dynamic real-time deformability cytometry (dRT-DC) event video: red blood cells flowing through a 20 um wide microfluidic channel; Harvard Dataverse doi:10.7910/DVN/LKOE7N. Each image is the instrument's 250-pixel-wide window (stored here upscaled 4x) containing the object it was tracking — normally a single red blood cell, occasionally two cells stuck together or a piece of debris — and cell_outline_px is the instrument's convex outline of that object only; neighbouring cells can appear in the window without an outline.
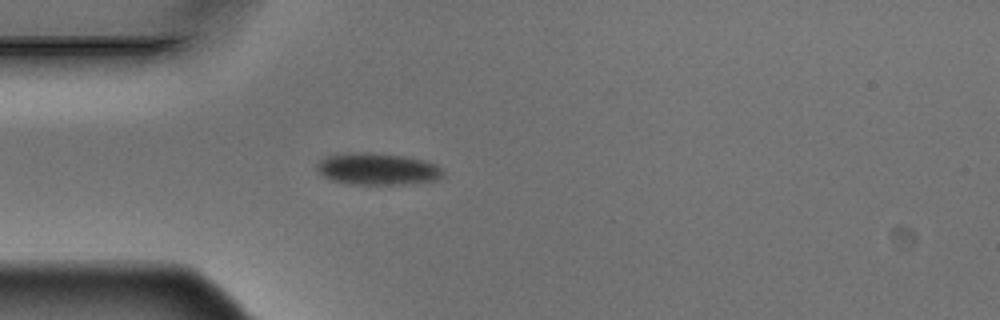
{"species": "Egyptian fruit bat (a non-hibernating species)", "species_latin": "Rousettus aegyptiacus", "temperature_condition": "warm", "stored_images_in_passage": 1, "camera_frame_rate_fps": 3000, "um_per_image_px": 0.085, "animal": {"sex": "male"}, "frame": {"image": 1, "passage_image": 1, "time_ms": 0.0, "image_size_px": [1000, 320], "cell_outline_px": [[444, 176], [440, 180], [408, 184], [344, 184], [332, 180], [316, 172], [316, 164], [324, 156], [352, 152], [372, 152], [404, 156], [424, 160], [436, 164], [444, 172]], "centroid_in_image_um": [32.08, 14.36], "position_along_channel_um": 52.9, "area_um2": 23.87}}